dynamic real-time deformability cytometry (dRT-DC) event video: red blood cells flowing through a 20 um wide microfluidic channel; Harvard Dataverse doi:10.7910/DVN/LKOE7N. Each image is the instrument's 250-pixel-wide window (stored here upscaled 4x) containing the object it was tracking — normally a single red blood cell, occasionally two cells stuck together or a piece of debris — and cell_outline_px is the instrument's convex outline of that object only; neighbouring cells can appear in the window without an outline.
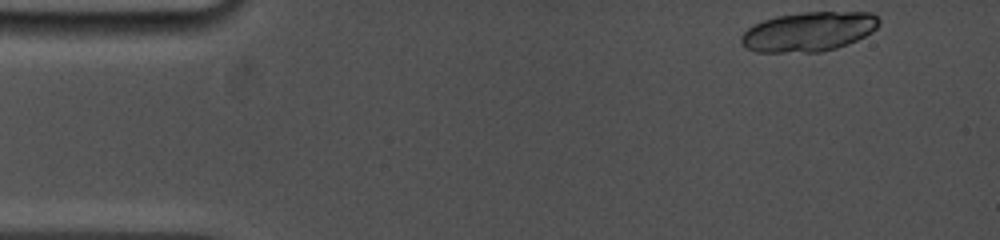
{"species": "common noctule bat (a hibernating species)", "species_latin": "Nyctalus noctula", "temperature_condition": "cold", "stored_images_in_passage": 8, "camera_frame_rate_fps": 5000, "um_per_image_px": 0.085, "animal": {"sex": "female", "body_mass_g": 19.0, "forearm_length_mm": 53.3}, "frame": {"image": 1, "passage_image": 1, "time_ms": 0.0, "image_size_px": [1000, 240], "cell_outline_px": [[880, 24], [872, 32], [856, 40], [836, 48], [820, 52], [756, 52], [744, 48], [740, 44], [740, 36], [752, 24], [776, 16], [804, 12], [872, 12], [880, 20]], "centroid_in_image_um": [68.7, 2.69], "position_along_channel_um": 16.3, "area_um2": 31.91}}